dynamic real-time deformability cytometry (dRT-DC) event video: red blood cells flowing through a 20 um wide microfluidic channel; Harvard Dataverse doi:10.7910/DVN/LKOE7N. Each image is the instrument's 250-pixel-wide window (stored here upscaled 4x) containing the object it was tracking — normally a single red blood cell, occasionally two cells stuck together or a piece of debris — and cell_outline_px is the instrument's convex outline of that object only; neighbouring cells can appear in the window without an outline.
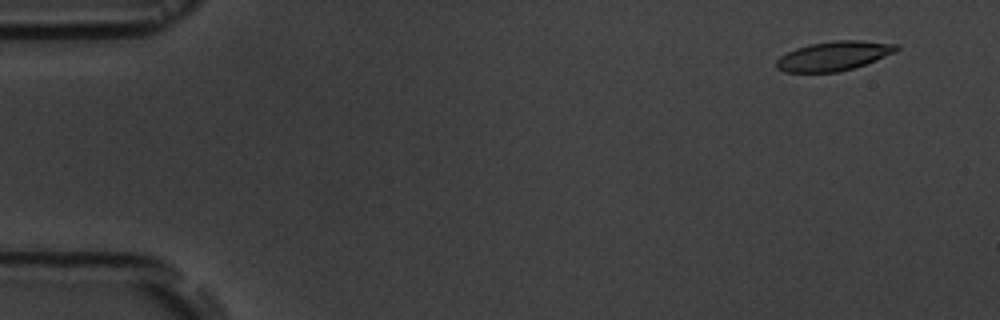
{"species": "common noctule bat (a hibernating species)", "species_latin": "Nyctalus noctula", "temperature_condition": "room temperature", "stored_images_in_passage": 4, "camera_frame_rate_fps": 3000, "um_per_image_px": 0.085, "animal": {"sex": "male", "body_mass_g": 19.5, "forearm_length_mm": 54.6}, "frame": {"image": 1, "passage_image": 1, "time_ms": 0.0, "image_size_px": [1000, 320], "cell_outline_px": [[900, 48], [896, 52], [876, 60], [852, 68], [836, 72], [784, 72], [776, 68], [776, 60], [780, 56], [796, 48], [808, 44], [832, 40], [860, 40], [896, 44]], "centroid_in_image_um": [70.85, 4.74], "position_along_channel_um": 14.1, "area_um2": 20.52}}
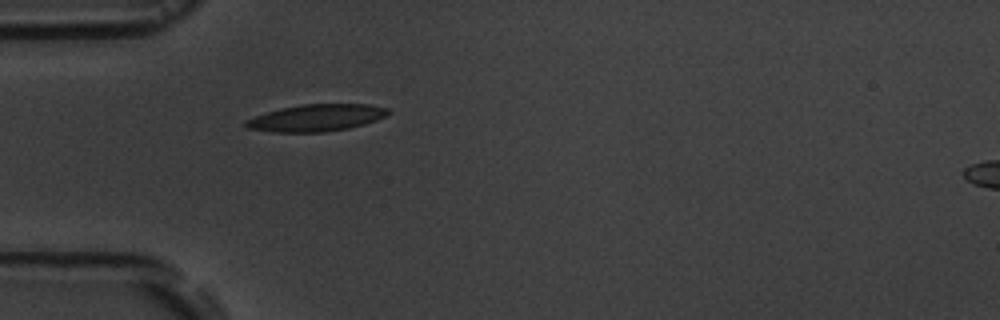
{"frame": {"image": 2, "passage_image": 4, "time_ms": 4.333, "image_size_px": [1000, 320], "cell_outline_px": [[392, 112], [376, 120], [364, 124], [348, 128], [324, 132], [272, 132], [248, 128], [244, 124], [244, 120], [280, 108], [300, 104], [372, 104], [388, 108]], "centroid_in_image_um": [26.91, 10.01], "position_along_channel_um": 58.1, "area_um2": 22.37}}